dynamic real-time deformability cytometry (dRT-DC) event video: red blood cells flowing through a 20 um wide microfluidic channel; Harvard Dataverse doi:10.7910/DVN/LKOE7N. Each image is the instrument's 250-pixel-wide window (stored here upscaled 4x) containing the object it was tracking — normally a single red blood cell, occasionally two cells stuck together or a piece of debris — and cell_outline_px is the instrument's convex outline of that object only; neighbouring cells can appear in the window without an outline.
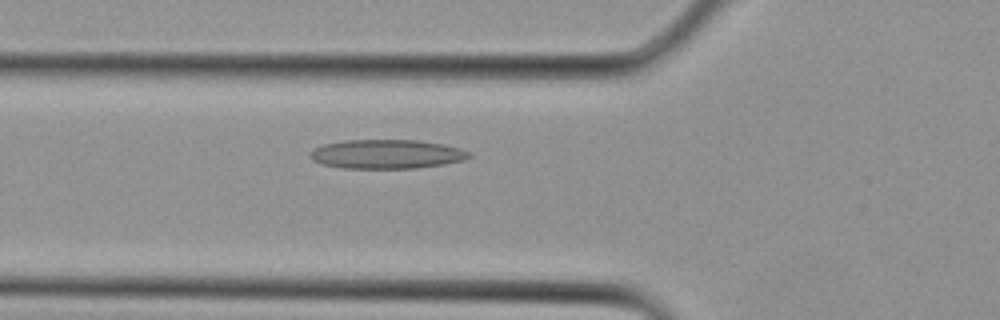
{"species": "Egyptian fruit bat (a non-hibernating species)", "species_latin": "Rousettus aegyptiacus", "temperature_condition": "cold", "stored_images_in_passage": 9, "camera_frame_rate_fps": 3000, "um_per_image_px": 0.085, "animal": {"sex": "female"}, "frame": {"image": 1, "passage_image": 3, "time_ms": 0.667, "image_size_px": [1000, 320], "cell_outline_px": [[472, 156], [464, 160], [444, 164], [416, 168], [344, 168], [320, 164], [312, 160], [308, 156], [308, 152], [312, 148], [324, 144], [344, 140], [416, 140], [444, 144], [460, 148], [468, 152]], "centroid_in_image_um": [32.81, 13.1], "position_along_channel_um": 93.0, "area_um2": 27.17}}
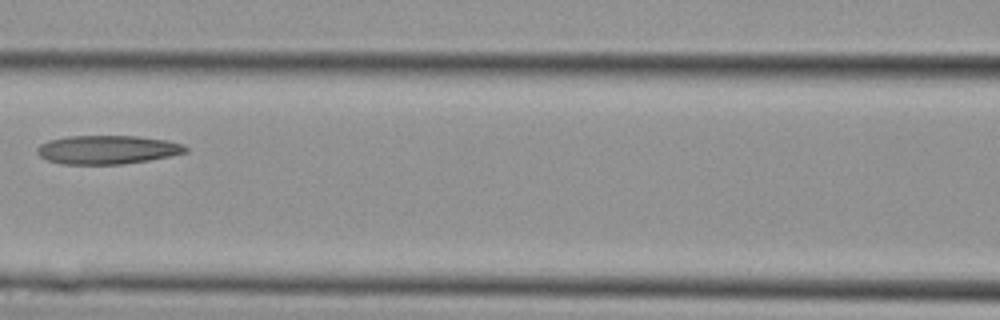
{"frame": {"image": 2, "passage_image": 6, "time_ms": 1.667, "image_size_px": [1000, 320], "cell_outline_px": [[188, 152], [148, 160], [124, 164], [60, 164], [48, 160], [40, 156], [36, 152], [36, 148], [40, 144], [48, 140], [68, 136], [136, 136], [164, 140], [184, 144], [188, 148]], "centroid_in_image_um": [9.1, 12.72], "position_along_channel_um": 157.5, "area_um2": 24.8}}
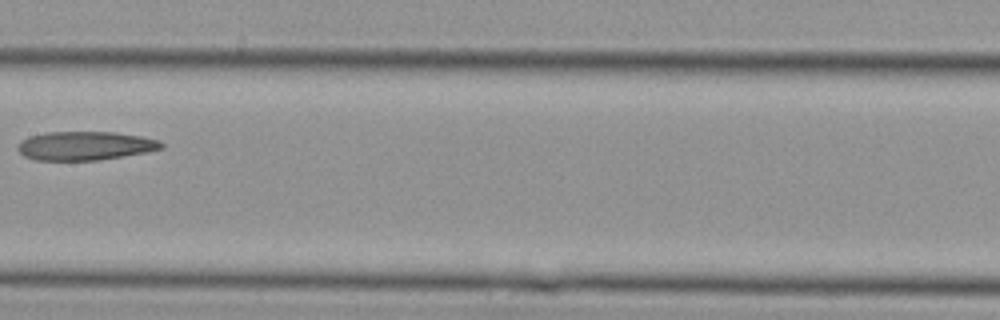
{"frame": {"image": 3, "passage_image": 8, "time_ms": 2.333, "image_size_px": [1000, 320], "cell_outline_px": [[164, 148], [148, 152], [124, 156], [96, 160], [36, 160], [24, 156], [16, 148], [20, 140], [32, 136], [48, 132], [116, 132], [140, 136], [156, 140], [164, 144]], "centroid_in_image_um": [7.23, 12.39], "position_along_channel_um": 200.2, "area_um2": 23.99}}